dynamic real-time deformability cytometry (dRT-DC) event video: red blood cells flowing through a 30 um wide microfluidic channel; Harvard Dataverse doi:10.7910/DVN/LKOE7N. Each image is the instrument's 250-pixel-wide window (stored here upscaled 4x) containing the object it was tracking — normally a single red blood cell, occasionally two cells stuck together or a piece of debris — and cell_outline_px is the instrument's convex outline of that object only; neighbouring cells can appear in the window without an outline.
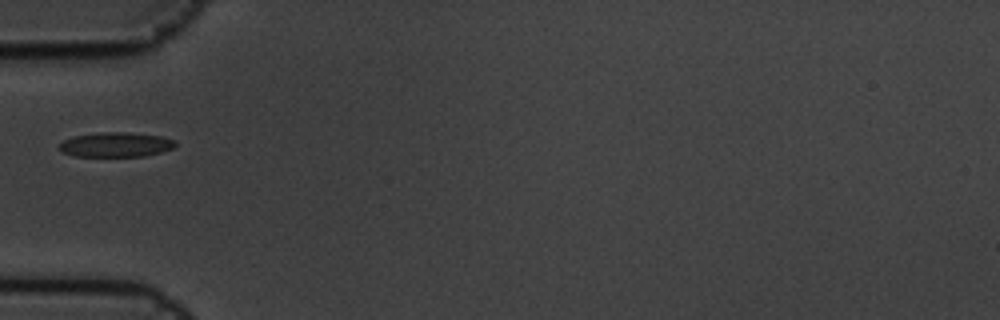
{"species": "common noctule bat (a hibernating species)", "species_latin": "Nyctalus noctula", "temperature_condition": "cold", "stored_images_in_passage": 3, "camera_frame_rate_fps": 3000, "um_per_image_px": 0.085, "animal": {"sex": "male", "body_mass_g": 19.5, "forearm_length_mm": 54.6}, "frame": {"image": 1, "passage_image": 1, "time_ms": 0.0, "image_size_px": [1000, 320], "cell_outline_px": [[176, 144], [172, 148], [160, 152], [144, 156], [76, 156], [64, 152], [60, 148], [60, 144], [64, 140], [76, 136], [100, 132], [124, 132], [164, 136], [176, 140]], "centroid_in_image_um": [9.9, 12.28], "position_along_channel_um": 75.1, "area_um2": 16.47}}
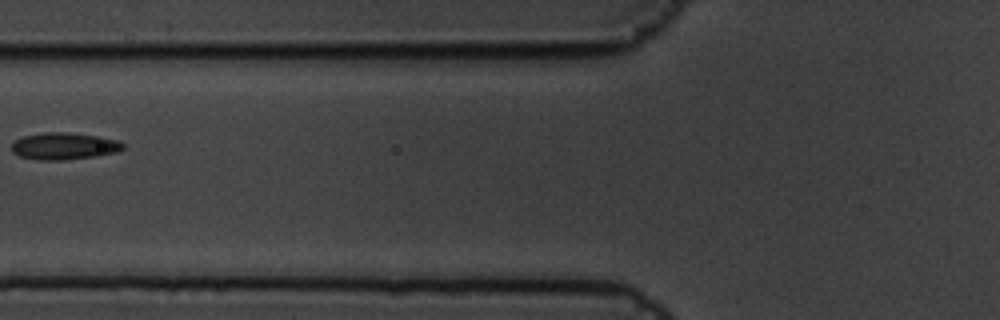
{"frame": {"image": 2, "passage_image": 2, "time_ms": 0.333, "image_size_px": [1000, 320], "cell_outline_px": [[124, 148], [116, 152], [96, 156], [64, 160], [36, 160], [20, 156], [12, 152], [12, 144], [16, 140], [24, 136], [44, 132], [68, 132], [100, 136], [120, 140], [124, 144]], "centroid_in_image_um": [5.47, 12.41], "position_along_channel_um": 120.3, "area_um2": 17.63}}
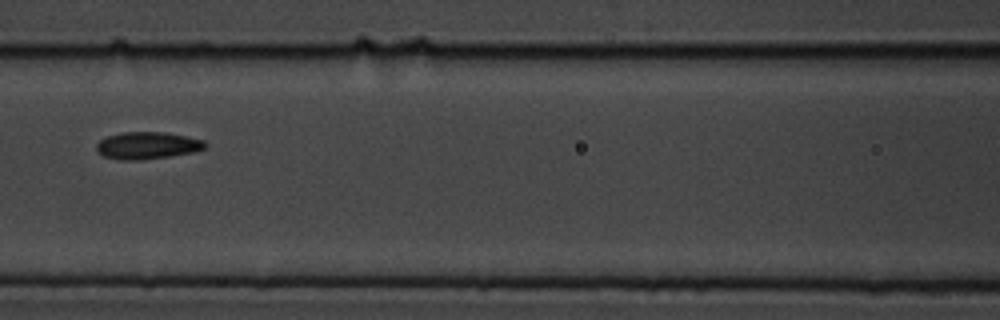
{"frame": {"image": 3, "passage_image": 3, "time_ms": 0.667, "image_size_px": [1000, 320], "cell_outline_px": [[208, 144], [204, 148], [192, 152], [168, 156], [140, 160], [120, 160], [104, 156], [96, 148], [96, 144], [100, 140], [108, 136], [124, 132], [164, 132], [204, 140]], "centroid_in_image_um": [12.52, 12.36], "position_along_channel_um": 154.1, "area_um2": 16.94}}